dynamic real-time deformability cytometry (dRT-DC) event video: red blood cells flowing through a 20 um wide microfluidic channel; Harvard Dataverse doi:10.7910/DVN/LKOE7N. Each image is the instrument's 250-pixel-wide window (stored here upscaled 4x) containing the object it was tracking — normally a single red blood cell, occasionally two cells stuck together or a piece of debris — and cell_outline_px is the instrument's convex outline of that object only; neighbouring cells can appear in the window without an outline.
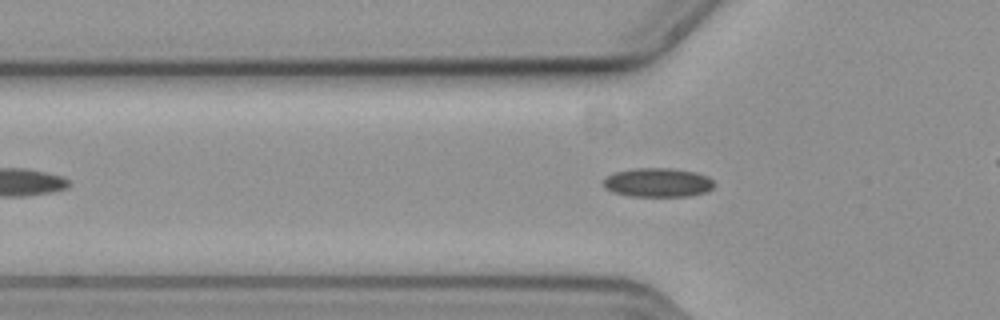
{"species": "common noctule bat (a hibernating species)", "species_latin": "Nyctalus noctula", "temperature_condition": "cold", "stored_images_in_passage": 41, "camera_frame_rate_fps": 3000, "um_per_image_px": 0.085, "animal": {"sex": "female", "body_mass_g": 19.3, "forearm_length_mm": 54.1}, "frame": {"image": 1, "passage_image": 13, "time_ms": 4.0, "image_size_px": [1000, 320], "cell_outline_px": [[716, 184], [708, 192], [688, 196], [628, 196], [612, 192], [604, 188], [604, 180], [608, 176], [616, 172], [636, 168], [672, 168], [696, 172], [708, 176]], "centroid_in_image_um": [55.95, 15.52], "position_along_channel_um": 69.9, "area_um2": 18.84}}
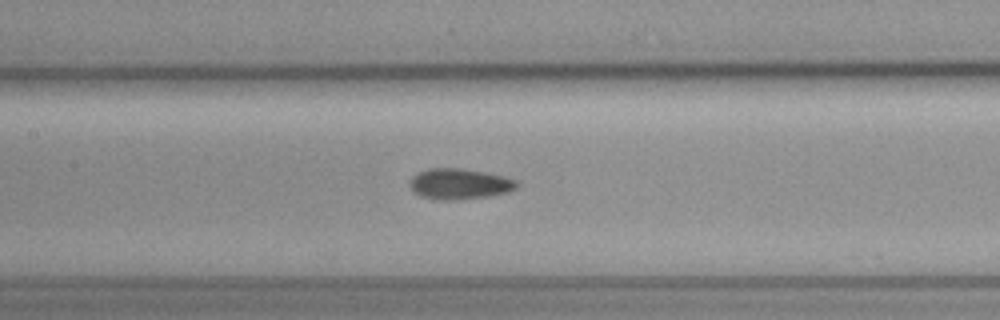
{"frame": {"image": 2, "passage_image": 21, "time_ms": 6.667, "image_size_px": [1000, 320], "cell_outline_px": [[520, 184], [516, 188], [508, 192], [492, 196], [456, 200], [436, 200], [420, 196], [412, 192], [408, 184], [412, 176], [420, 172], [432, 168], [460, 168], [488, 172], [504, 176], [516, 180]], "centroid_in_image_um": [39.06, 15.64], "position_along_channel_um": 168.3, "area_um2": 19.54}}
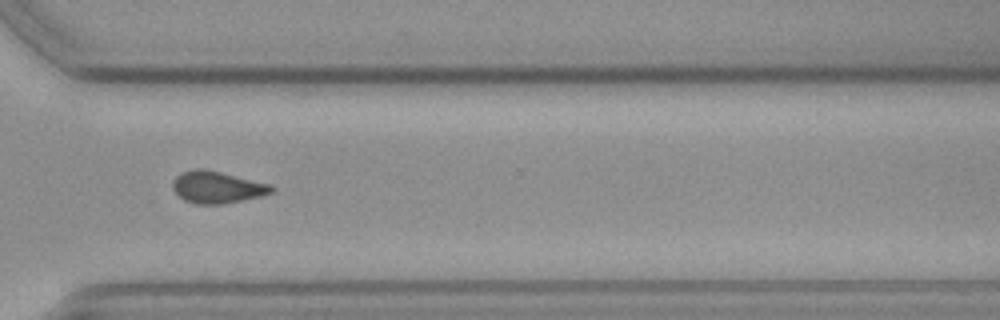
{"frame": {"image": 3, "passage_image": 36, "time_ms": 11.667, "image_size_px": [1000, 320], "cell_outline_px": [[276, 188], [272, 192], [260, 196], [224, 204], [196, 204], [184, 200], [172, 188], [172, 184], [176, 176], [184, 172], [196, 168], [204, 168], [268, 184]], "centroid_in_image_um": [18.43, 15.92], "position_along_channel_um": 352.2, "area_um2": 18.09}}